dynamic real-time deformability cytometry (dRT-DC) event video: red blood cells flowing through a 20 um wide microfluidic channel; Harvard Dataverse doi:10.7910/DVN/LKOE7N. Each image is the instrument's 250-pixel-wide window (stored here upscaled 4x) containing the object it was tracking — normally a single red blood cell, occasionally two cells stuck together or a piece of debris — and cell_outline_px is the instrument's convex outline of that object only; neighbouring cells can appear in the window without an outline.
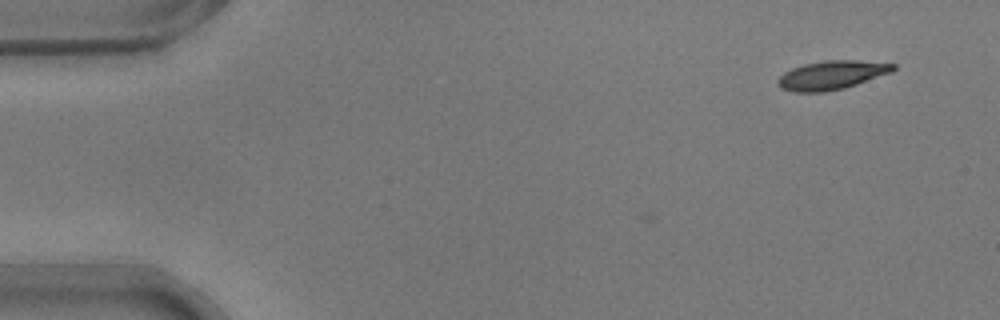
{"species": "common noctule bat (a hibernating species)", "species_latin": "Nyctalus noctula", "temperature_condition": "warm", "stored_images_in_passage": 7, "camera_frame_rate_fps": 3000, "um_per_image_px": 0.085, "animal": {"sex": "male", "body_mass_g": 17.9}, "frame": {"image": 1, "passage_image": 7, "time_ms": 2.0, "image_size_px": [1000, 320], "cell_outline_px": [[896, 68], [892, 72], [844, 88], [824, 92], [796, 92], [780, 88], [776, 84], [776, 80], [784, 72], [792, 68], [804, 64], [828, 60], [856, 60], [896, 64]], "centroid_in_image_um": [70.67, 6.38], "position_along_channel_um": 14.3, "area_um2": 19.31}}